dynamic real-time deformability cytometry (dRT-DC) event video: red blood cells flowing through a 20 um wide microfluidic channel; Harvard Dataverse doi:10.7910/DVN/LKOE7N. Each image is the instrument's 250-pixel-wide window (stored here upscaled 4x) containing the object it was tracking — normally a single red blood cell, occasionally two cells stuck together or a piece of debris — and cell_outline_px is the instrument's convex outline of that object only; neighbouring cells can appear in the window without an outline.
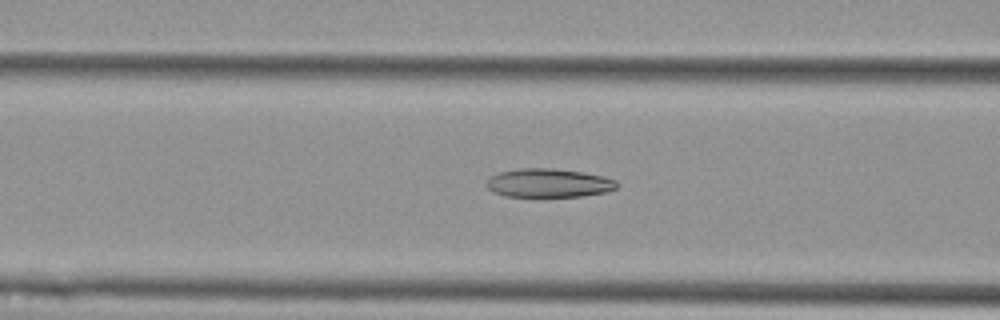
{"species": "Egyptian fruit bat (a non-hibernating species)", "species_latin": "Rousettus aegyptiacus", "temperature_condition": "cold", "stored_images_in_passage": 5, "camera_frame_rate_fps": 3000, "um_per_image_px": 0.085, "animal": {"sex": "female"}, "frame": {"image": 1, "passage_image": 5, "time_ms": 5.667, "image_size_px": [1000, 320], "cell_outline_px": [[620, 184], [616, 188], [604, 192], [584, 196], [504, 196], [492, 192], [488, 188], [488, 180], [492, 176], [500, 172], [520, 168], [552, 168], [584, 172], [604, 176], [616, 180]], "centroid_in_image_um": [46.67, 15.55], "position_along_channel_um": 119.9, "area_um2": 21.73}}